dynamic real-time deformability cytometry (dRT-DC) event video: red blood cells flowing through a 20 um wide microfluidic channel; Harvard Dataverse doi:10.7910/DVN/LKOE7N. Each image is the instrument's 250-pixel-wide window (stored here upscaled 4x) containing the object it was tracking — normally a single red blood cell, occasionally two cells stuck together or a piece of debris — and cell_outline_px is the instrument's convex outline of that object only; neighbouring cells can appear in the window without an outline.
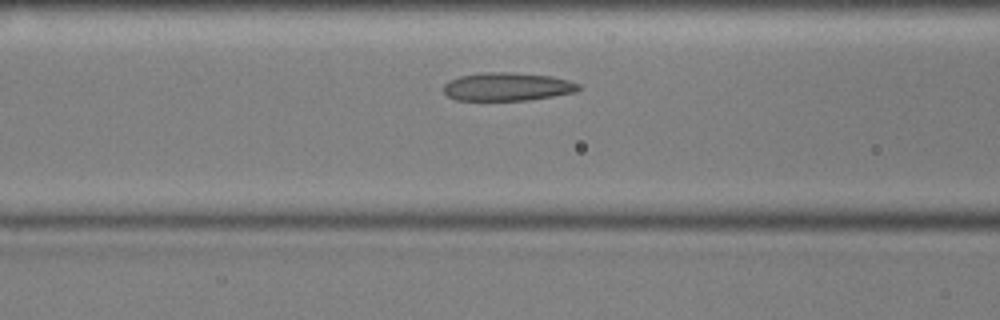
{"species": "common noctule bat (a hibernating species)", "species_latin": "Nyctalus noctula", "temperature_condition": "cold", "stored_images_in_passage": 38, "camera_frame_rate_fps": 3000, "um_per_image_px": 0.085, "animal": {"sex": "male", "body_mass_g": 17.9, "forearm_length_mm": 54.2}, "frame": {"image": 1, "passage_image": 12, "time_ms": 3.667, "image_size_px": [1000, 320], "cell_outline_px": [[580, 88], [576, 92], [528, 100], [456, 100], [448, 96], [444, 92], [444, 84], [460, 76], [484, 72], [508, 72], [552, 76], [568, 80], [580, 84]], "centroid_in_image_um": [43.14, 7.37], "position_along_channel_um": 123.5, "area_um2": 22.08}}
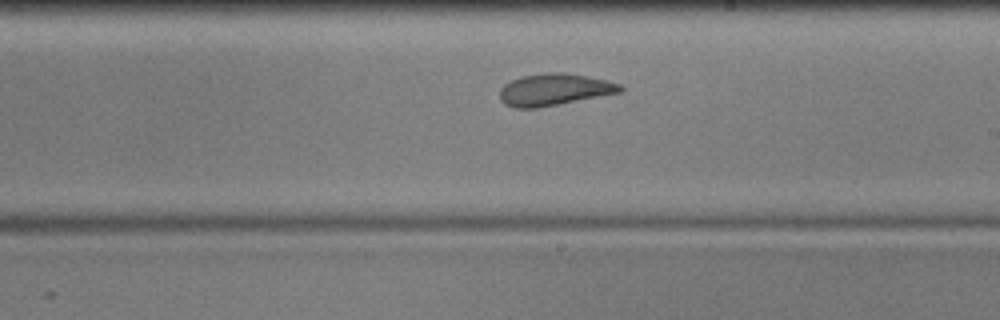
{"frame": {"image": 2, "passage_image": 22, "time_ms": 7.0, "image_size_px": [1000, 320], "cell_outline_px": [[624, 88], [620, 92], [540, 108], [516, 108], [504, 104], [500, 100], [500, 88], [504, 84], [520, 76], [548, 72], [564, 72], [588, 76], [608, 80], [620, 84]], "centroid_in_image_um": [47.09, 7.61], "position_along_channel_um": 241.9, "area_um2": 22.54}}
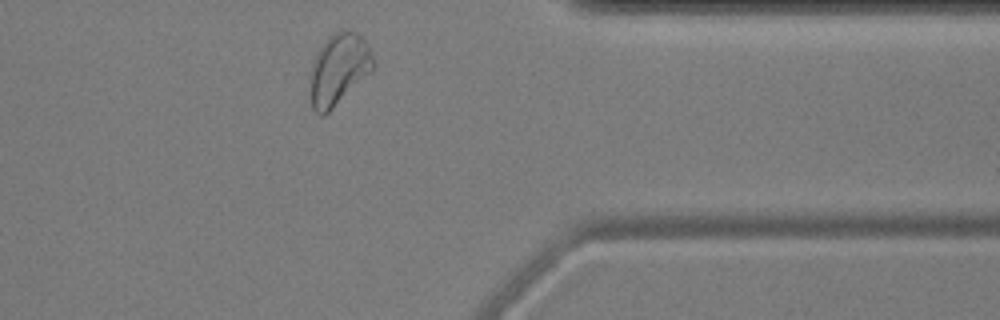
{"frame": {"image": 3, "passage_image": 35, "time_ms": 11.333, "image_size_px": [1000, 320], "cell_outline_px": [[376, 68], [372, 72], [324, 116], [320, 116], [312, 108], [308, 96], [308, 80], [312, 64], [316, 52], [328, 36], [344, 28], [356, 32], [368, 44], [376, 64]], "centroid_in_image_um": [28.76, 5.9], "position_along_channel_um": 382.6, "area_um2": 27.11}, "authors_computed_cell_mechanics": {"area_um2": 22.7732, "velocity_mm_per_s": 3.5529, "shape_relaxation_time_tau1_ms": 4.5154, "shape_relaxation_time_tau2_ms": 1.562, "deformation_change_tau1": 0.1119, "deformation_change_tau2": 0.0793}}